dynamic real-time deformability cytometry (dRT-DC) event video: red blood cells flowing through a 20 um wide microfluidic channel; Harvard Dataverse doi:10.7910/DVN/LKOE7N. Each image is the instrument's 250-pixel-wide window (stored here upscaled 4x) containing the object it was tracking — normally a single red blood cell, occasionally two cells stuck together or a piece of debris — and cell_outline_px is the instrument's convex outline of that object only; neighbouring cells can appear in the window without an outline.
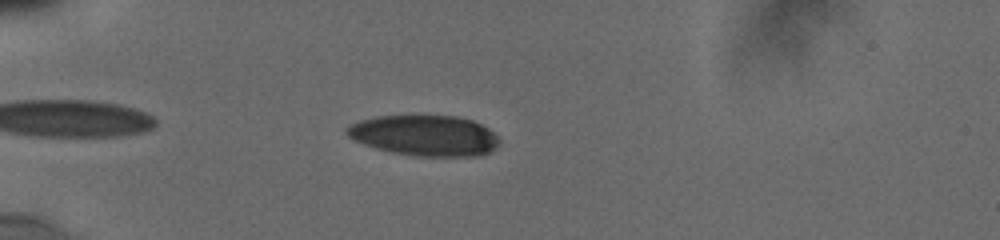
{"species": "human", "species_latin": "Homo sapiens", "temperature_condition": "cold", "stored_images_in_passage": 5, "camera_frame_rate_fps": 3000, "um_per_image_px": 0.085, "donor": {"sex": "male"}, "frame": {"image": 1, "passage_image": 2, "time_ms": 0.667, "image_size_px": [1000, 240], "cell_outline_px": [[500, 140], [488, 152], [476, 156], [416, 156], [392, 152], [376, 148], [364, 144], [348, 136], [344, 132], [344, 128], [360, 120], [376, 116], [456, 116], [472, 120], [488, 128]], "centroid_in_image_um": [36.06, 11.51], "position_along_channel_um": 48.9, "area_um2": 35.78}}